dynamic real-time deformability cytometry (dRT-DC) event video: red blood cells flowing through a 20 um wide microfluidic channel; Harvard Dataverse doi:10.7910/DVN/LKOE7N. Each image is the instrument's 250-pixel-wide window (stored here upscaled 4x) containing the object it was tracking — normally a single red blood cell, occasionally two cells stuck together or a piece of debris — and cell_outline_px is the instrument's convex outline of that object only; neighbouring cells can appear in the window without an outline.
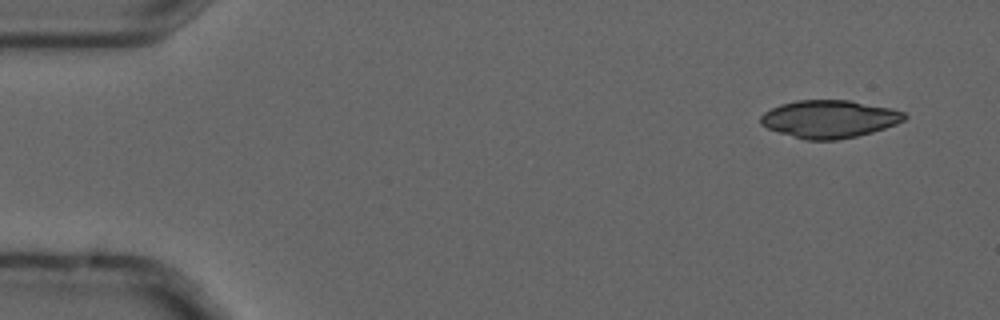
{"species": "common noctule bat (a hibernating species)", "species_latin": "Nyctalus noctula", "temperature_condition": "cold", "stored_images_in_passage": 3, "camera_frame_rate_fps": 3000, "um_per_image_px": 0.085, "animal": {"sex": "male", "forearm_length_mm": 52.5}, "frame": {"image": 1, "passage_image": 1, "time_ms": 0.0, "image_size_px": [1000, 320], "cell_outline_px": [[908, 116], [904, 120], [896, 124], [872, 132], [856, 136], [836, 140], [804, 140], [768, 128], [760, 124], [760, 116], [764, 112], [780, 104], [796, 100], [848, 100], [892, 108], [904, 112]], "centroid_in_image_um": [70.49, 10.11], "position_along_channel_um": 14.5, "area_um2": 31.56}}